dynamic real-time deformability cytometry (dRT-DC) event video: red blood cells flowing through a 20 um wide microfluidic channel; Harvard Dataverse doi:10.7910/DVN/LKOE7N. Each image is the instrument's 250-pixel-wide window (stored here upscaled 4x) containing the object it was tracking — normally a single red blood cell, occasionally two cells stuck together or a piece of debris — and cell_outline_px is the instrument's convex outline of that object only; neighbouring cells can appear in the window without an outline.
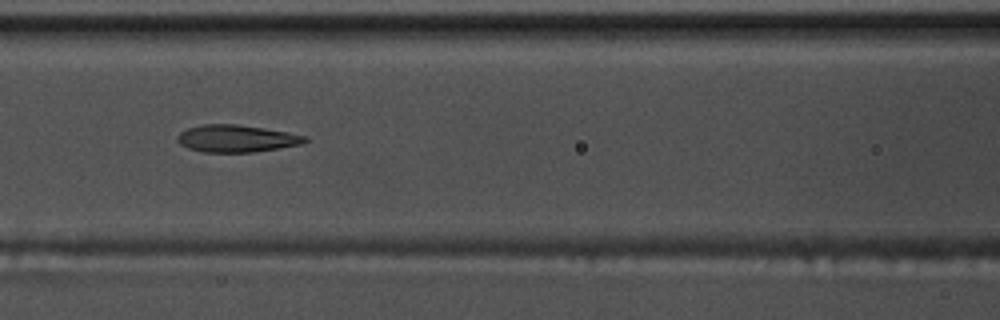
{"species": "common noctule bat (a hibernating species)", "species_latin": "Nyctalus noctula", "temperature_condition": "warm", "stored_images_in_passage": 54, "camera_frame_rate_fps": 3000, "um_per_image_px": 0.085, "animal": {"sex": "male", "body_mass_g": 17.5, "forearm_length_mm": 52.3}, "frame": {"image": 1, "passage_image": 24, "time_ms": 7.667, "image_size_px": [1000, 320], "cell_outline_px": [[308, 140], [304, 144], [280, 148], [252, 152], [204, 152], [188, 148], [180, 144], [176, 140], [176, 136], [180, 132], [188, 128], [204, 124], [236, 124], [264, 128], [288, 132], [304, 136]], "centroid_in_image_um": [20.09, 11.77], "position_along_channel_um": 146.5, "area_um2": 20.23}}
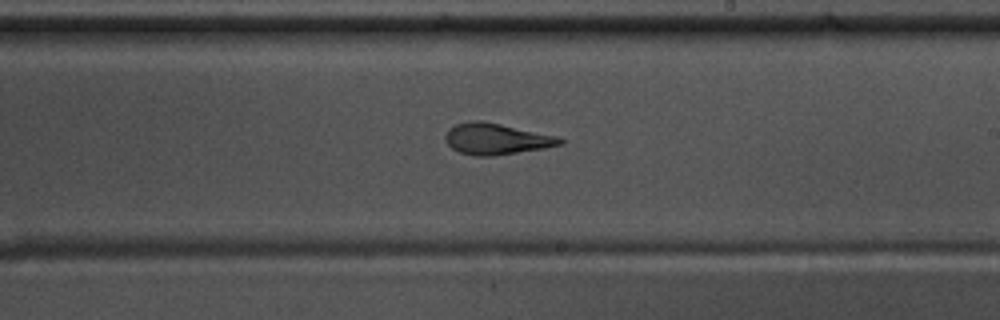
{"frame": {"image": 2, "passage_image": 32, "time_ms": 10.333, "image_size_px": [1000, 320], "cell_outline_px": [[564, 144], [544, 148], [492, 156], [476, 156], [460, 152], [452, 148], [444, 140], [444, 136], [456, 124], [472, 120], [480, 120], [500, 124], [556, 136], [564, 140]], "centroid_in_image_um": [42.18, 11.81], "position_along_channel_um": 246.8, "area_um2": 20.52}}
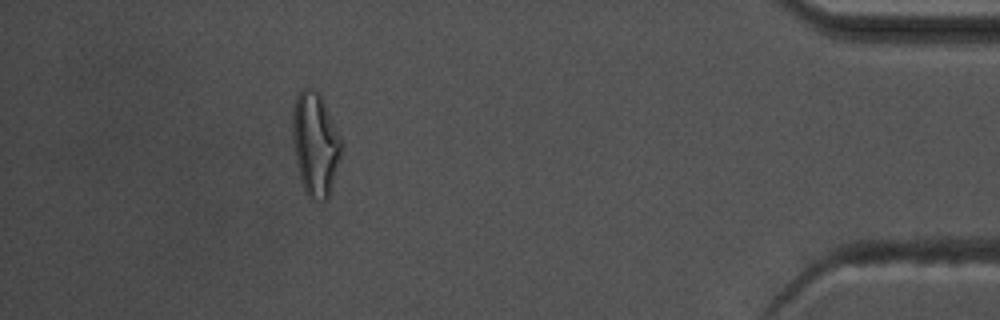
{"frame": {"image": 3, "passage_image": 49, "time_ms": 16.0, "image_size_px": [1000, 320], "cell_outline_px": [[344, 148], [328, 200], [308, 200], [300, 180], [296, 160], [292, 136], [292, 112], [296, 96], [304, 88], [316, 88], [320, 92], [344, 144]], "centroid_in_image_um": [26.82, 12.26], "position_along_channel_um": 408.4, "area_um2": 30.17}, "authors_computed_cell_mechanics": {"area_um2": 21.0392, "velocity_mm_per_s": 3.7798, "shape_relaxation_time_tau1_ms": 8.4758, "shape_relaxation_time_tau2_ms": 1.4379, "deformation_change_tau1": 0.2706, "deformation_change_tau2": 0.0961}}